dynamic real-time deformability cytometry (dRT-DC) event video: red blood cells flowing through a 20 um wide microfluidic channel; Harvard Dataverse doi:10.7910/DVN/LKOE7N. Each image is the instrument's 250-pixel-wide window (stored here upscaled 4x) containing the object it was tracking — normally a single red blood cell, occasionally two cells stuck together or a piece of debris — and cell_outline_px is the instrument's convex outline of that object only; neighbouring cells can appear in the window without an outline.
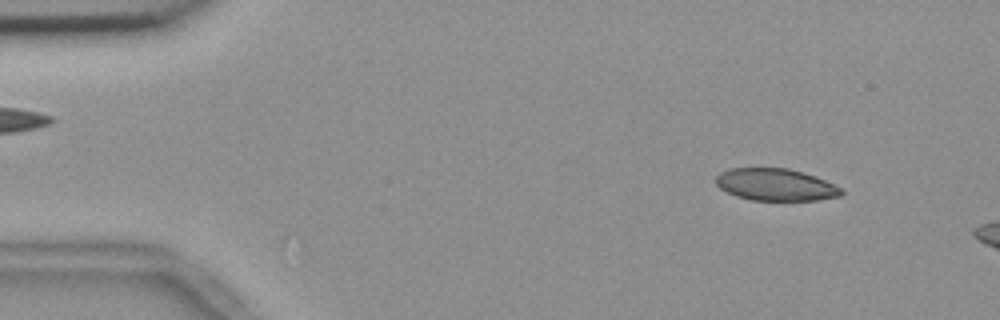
{"species": "common noctule bat (a hibernating species)", "species_latin": "Nyctalus noctula", "temperature_condition": "room temperature", "stored_images_in_passage": 16, "camera_frame_rate_fps": 3000, "um_per_image_px": 0.085, "animal": {"sex": "female", "body_mass_g": 18.4}, "frame": {"image": 1, "passage_image": 5, "time_ms": 1.333, "image_size_px": [1000, 320], "cell_outline_px": [[844, 192], [840, 196], [816, 200], [752, 200], [736, 196], [720, 188], [716, 184], [716, 176], [720, 172], [728, 168], [788, 168], [804, 172], [844, 188]], "centroid_in_image_um": [65.94, 15.69], "position_along_channel_um": 19.1, "area_um2": 23.52}}